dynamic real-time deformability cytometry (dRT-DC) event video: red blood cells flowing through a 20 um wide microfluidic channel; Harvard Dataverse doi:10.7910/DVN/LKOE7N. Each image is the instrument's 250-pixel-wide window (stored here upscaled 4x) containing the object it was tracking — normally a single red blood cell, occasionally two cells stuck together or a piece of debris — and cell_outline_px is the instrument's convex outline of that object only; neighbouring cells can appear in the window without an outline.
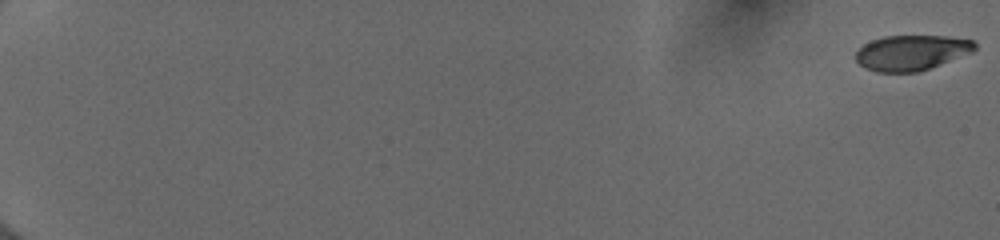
{"species": "human", "species_latin": "Homo sapiens", "temperature_condition": "cold", "stored_images_in_passage": 54, "camera_frame_rate_fps": 3000, "um_per_image_px": 0.085, "donor": {"sex": "female"}, "frame": {"image": 1, "passage_image": 1, "time_ms": 0.0, "image_size_px": [1000, 240], "cell_outline_px": [[976, 48], [972, 52], [928, 68], [916, 72], [876, 72], [860, 64], [856, 60], [856, 52], [864, 44], [872, 40], [884, 36], [944, 36], [972, 40], [976, 44]], "centroid_in_image_um": [77.46, 4.47], "position_along_channel_um": 7.5, "area_um2": 24.04}}
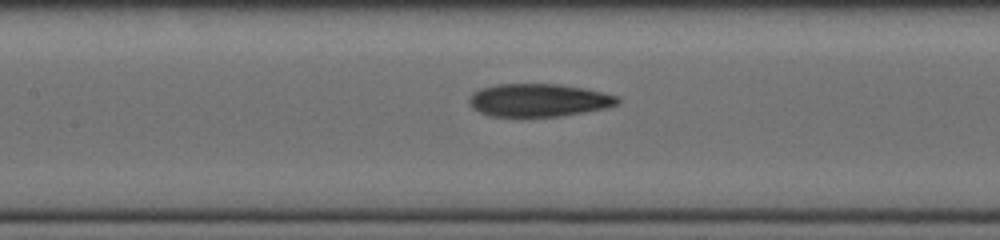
{"frame": {"image": 2, "passage_image": 30, "time_ms": 9.667, "image_size_px": [1000, 240], "cell_outline_px": [[620, 100], [616, 104], [604, 108], [584, 112], [560, 116], [492, 116], [480, 112], [472, 108], [468, 104], [468, 100], [476, 92], [484, 88], [496, 84], [560, 84], [584, 88], [620, 96]], "centroid_in_image_um": [45.81, 8.51], "position_along_channel_um": 161.6, "area_um2": 28.21}}
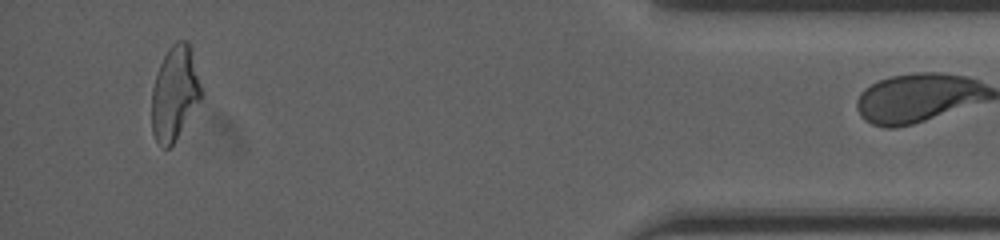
{"frame": {"image": 3, "passage_image": 53, "time_ms": 17.333, "image_size_px": [1000, 240], "cell_outline_px": [[204, 96], [172, 144], [168, 148], [160, 148], [156, 144], [152, 132], [152, 88], [160, 64], [168, 48], [176, 40], [188, 40], [204, 92]], "centroid_in_image_um": [14.86, 7.93], "position_along_channel_um": 420.3, "area_um2": 27.46}}